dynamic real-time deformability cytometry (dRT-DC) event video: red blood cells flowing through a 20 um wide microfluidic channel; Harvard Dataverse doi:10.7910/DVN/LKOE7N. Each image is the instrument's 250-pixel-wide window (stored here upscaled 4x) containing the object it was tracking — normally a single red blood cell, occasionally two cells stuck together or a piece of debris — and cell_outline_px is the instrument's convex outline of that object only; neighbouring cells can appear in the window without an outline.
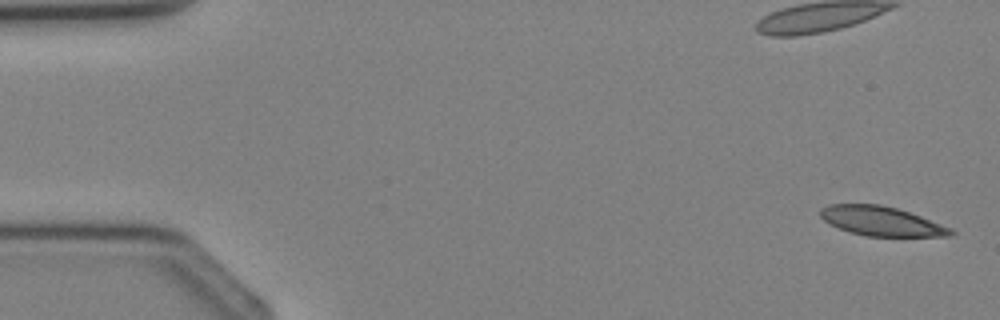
{"species": "Egyptian fruit bat (a non-hibernating species)", "species_latin": "Rousettus aegyptiacus", "temperature_condition": "cold", "stored_images_in_passage": 3, "camera_frame_rate_fps": 3000, "um_per_image_px": 0.085, "animal": {"sex": "female"}, "frame": {"image": 1, "passage_image": 1, "time_ms": 0.0, "image_size_px": [1000, 320], "cell_outline_px": [[956, 232], [948, 236], [864, 236], [840, 228], [824, 220], [820, 216], [820, 208], [828, 204], [880, 204], [896, 208], [920, 216], [952, 228]], "centroid_in_image_um": [74.91, 18.79], "position_along_channel_um": 10.1, "area_um2": 22.08}}